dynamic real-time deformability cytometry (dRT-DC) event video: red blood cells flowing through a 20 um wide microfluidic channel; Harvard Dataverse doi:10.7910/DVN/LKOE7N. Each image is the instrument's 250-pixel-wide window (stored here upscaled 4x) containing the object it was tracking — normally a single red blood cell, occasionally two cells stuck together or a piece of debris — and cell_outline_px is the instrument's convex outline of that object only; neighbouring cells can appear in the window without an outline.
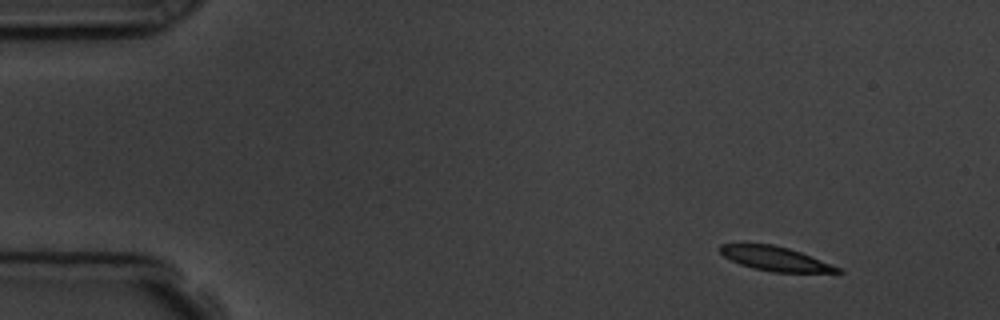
{"species": "common noctule bat (a hibernating species)", "species_latin": "Nyctalus noctula", "temperature_condition": "room temperature", "stored_images_in_passage": 3, "camera_frame_rate_fps": 3000, "um_per_image_px": 0.085, "animal": {"sex": "male", "body_mass_g": 19.5, "forearm_length_mm": 54.6}, "frame": {"image": 1, "passage_image": 1, "time_ms": 0.0, "image_size_px": [1000, 320], "cell_outline_px": [[844, 272], [772, 272], [752, 268], [740, 264], [724, 256], [720, 252], [720, 244], [772, 244], [788, 248], [800, 252], [840, 268]], "centroid_in_image_um": [65.87, 21.99], "position_along_channel_um": 19.1, "area_um2": 16.24}}